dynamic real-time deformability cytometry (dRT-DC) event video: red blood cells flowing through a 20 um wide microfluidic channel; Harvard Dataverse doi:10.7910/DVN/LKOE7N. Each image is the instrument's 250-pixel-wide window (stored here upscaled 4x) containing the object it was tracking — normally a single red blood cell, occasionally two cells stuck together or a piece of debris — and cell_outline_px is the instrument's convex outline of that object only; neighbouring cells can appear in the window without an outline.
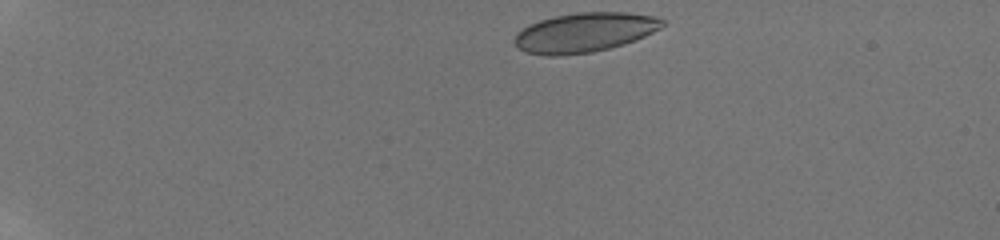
{"species": "human", "species_latin": "Homo sapiens", "temperature_condition": "room temperature", "stored_images_in_passage": 16, "camera_frame_rate_fps": 3000, "um_per_image_px": 0.085, "donor": {"sex": "male"}, "frame": {"image": 1, "passage_image": 1, "time_ms": 0.0, "image_size_px": [1000, 240], "cell_outline_px": [[668, 24], [644, 36], [624, 44], [592, 52], [556, 56], [548, 56], [528, 52], [520, 48], [516, 44], [516, 32], [528, 24], [540, 20], [556, 16], [576, 12], [628, 12], [652, 16], [664, 20]], "centroid_in_image_um": [49.71, 2.75], "position_along_channel_um": 35.3, "area_um2": 33.81}}
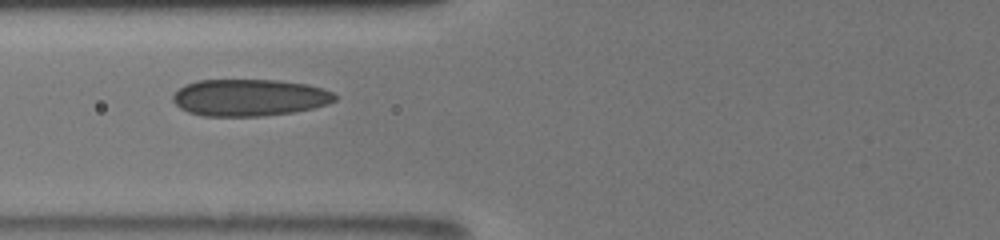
{"frame": {"image": 2, "passage_image": 8, "time_ms": 4.333, "image_size_px": [1000, 240], "cell_outline_px": [[336, 100], [328, 104], [312, 108], [292, 112], [264, 116], [204, 116], [188, 112], [180, 108], [172, 100], [172, 96], [184, 84], [196, 80], [280, 80], [308, 84], [332, 92], [336, 96]], "centroid_in_image_um": [21.18, 8.29], "position_along_channel_um": 104.6, "area_um2": 34.91}}
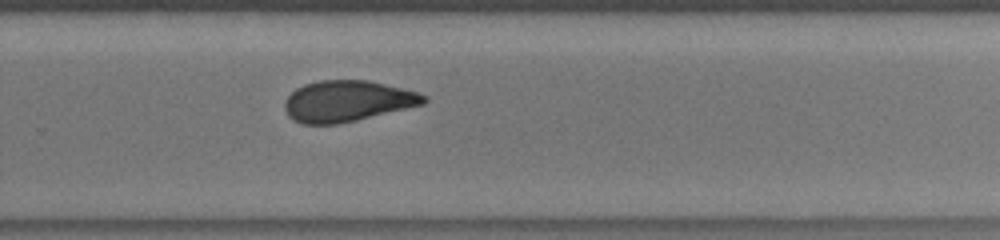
{"frame": {"image": 3, "passage_image": 16, "time_ms": 9.333, "image_size_px": [1000, 240], "cell_outline_px": [[428, 100], [424, 104], [356, 120], [336, 124], [304, 124], [292, 120], [288, 116], [284, 108], [284, 104], [288, 96], [296, 88], [304, 84], [320, 80], [368, 80], [420, 92], [428, 96]], "centroid_in_image_um": [29.53, 8.59], "position_along_channel_um": 300.3, "area_um2": 33.35}}